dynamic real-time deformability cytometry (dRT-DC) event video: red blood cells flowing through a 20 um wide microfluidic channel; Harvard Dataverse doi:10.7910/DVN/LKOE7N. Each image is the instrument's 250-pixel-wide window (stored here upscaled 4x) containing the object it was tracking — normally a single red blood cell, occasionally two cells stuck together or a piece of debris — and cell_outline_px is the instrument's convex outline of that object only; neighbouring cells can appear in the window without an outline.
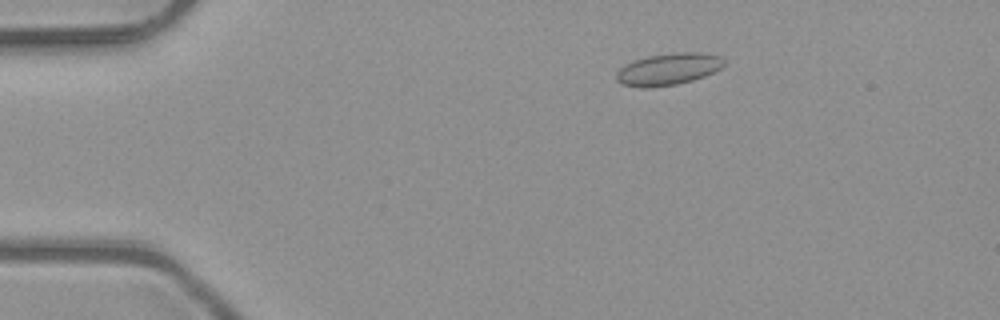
{"species": "common noctule bat (a hibernating species)", "species_latin": "Nyctalus noctula", "temperature_condition": "room temperature", "stored_images_in_passage": 5, "camera_frame_rate_fps": 3000, "um_per_image_px": 0.085, "animal": {"sex": "male", "body_mass_g": 23.1, "forearm_length_mm": 52.7}, "frame": {"image": 1, "passage_image": 3, "time_ms": 0.667, "image_size_px": [1000, 320], "cell_outline_px": [[724, 64], [720, 68], [704, 76], [692, 80], [676, 84], [648, 88], [640, 88], [624, 84], [616, 80], [616, 72], [624, 64], [632, 60], [648, 56], [676, 52], [700, 52], [724, 56]], "centroid_in_image_um": [56.79, 5.86], "position_along_channel_um": 28.2, "area_um2": 20.11}}
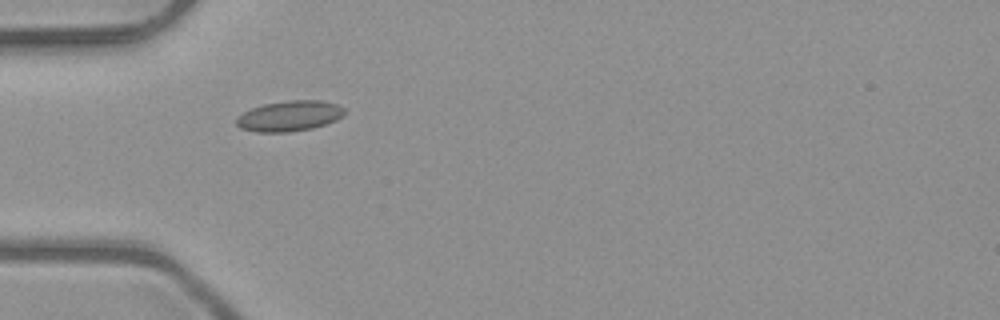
{"frame": {"image": 2, "passage_image": 5, "time_ms": 1.333, "image_size_px": [1000, 320], "cell_outline_px": [[344, 112], [336, 120], [312, 128], [288, 132], [256, 132], [240, 128], [236, 124], [236, 116], [252, 108], [264, 104], [288, 100], [324, 100], [336, 104], [344, 108]], "centroid_in_image_um": [24.57, 9.85], "position_along_channel_um": 60.4, "area_um2": 19.13}}